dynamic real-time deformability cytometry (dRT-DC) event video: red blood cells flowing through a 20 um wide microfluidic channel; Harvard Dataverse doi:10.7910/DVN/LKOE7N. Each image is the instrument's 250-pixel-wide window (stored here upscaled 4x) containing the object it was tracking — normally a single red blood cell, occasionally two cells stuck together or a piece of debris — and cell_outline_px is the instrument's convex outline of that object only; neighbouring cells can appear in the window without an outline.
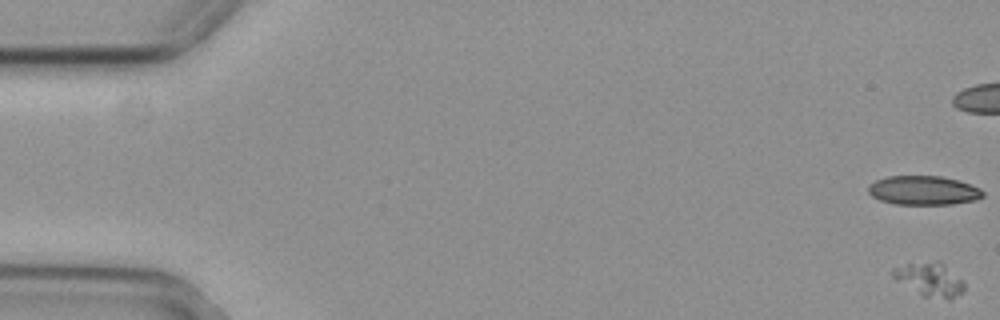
{"species": "common noctule bat (a hibernating species)", "species_latin": "Nyctalus noctula", "temperature_condition": "cold", "stored_images_in_passage": 15, "camera_frame_rate_fps": 3000, "um_per_image_px": 0.085, "animal": {"sex": "female", "body_mass_g": 29.2, "forearm_length_mm": 56.3}, "frame": {"image": 1, "passage_image": 1, "time_ms": 0.0, "image_size_px": [1000, 320], "cell_outline_px": [[964, 292], [948, 300], [924, 296], [896, 280], [892, 276], [892, 268], [908, 264], [936, 260], [940, 260], [964, 284]], "centroid_in_image_um": [79.02, 23.75], "position_along_channel_um": 6.0, "area_um2": 13.76}}